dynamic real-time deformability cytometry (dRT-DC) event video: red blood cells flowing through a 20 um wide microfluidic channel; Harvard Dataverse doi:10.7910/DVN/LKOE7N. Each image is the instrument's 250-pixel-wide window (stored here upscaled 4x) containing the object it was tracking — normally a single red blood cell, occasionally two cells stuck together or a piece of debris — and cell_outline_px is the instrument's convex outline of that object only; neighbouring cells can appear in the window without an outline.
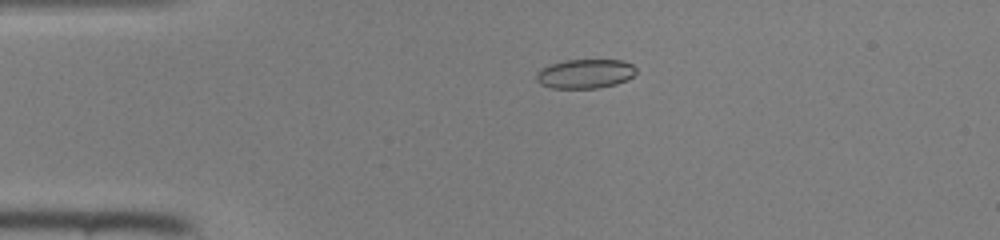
{"species": "common noctule bat (a hibernating species)", "species_latin": "Nyctalus noctula", "temperature_condition": "room temperature", "stored_images_in_passage": 47, "camera_frame_rate_fps": 3000, "um_per_image_px": 0.085, "animal": {"sex": "female", "body_mass_g": 22.0, "forearm_length_mm": 56.7}, "frame": {"image": 1, "passage_image": 11, "time_ms": 3.333, "image_size_px": [1000, 240], "cell_outline_px": [[636, 72], [628, 80], [616, 84], [596, 88], [552, 88], [540, 84], [536, 80], [536, 72], [540, 68], [548, 64], [564, 60], [624, 60], [632, 64], [636, 68]], "centroid_in_image_um": [49.71, 6.26], "position_along_channel_um": 35.3, "area_um2": 17.22}}
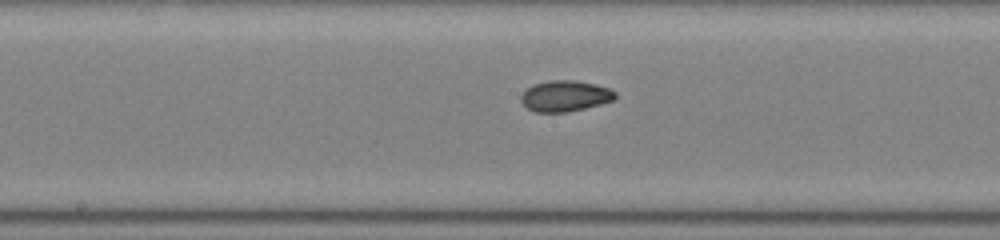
{"frame": {"image": 2, "passage_image": 25, "time_ms": 8.0, "image_size_px": [1000, 240], "cell_outline_px": [[616, 96], [612, 100], [600, 104], [584, 108], [564, 112], [536, 112], [528, 108], [520, 100], [520, 96], [532, 84], [548, 80], [576, 80], [596, 84], [608, 88], [616, 92]], "centroid_in_image_um": [48.02, 8.14], "position_along_channel_um": 200.2, "area_um2": 16.88}}
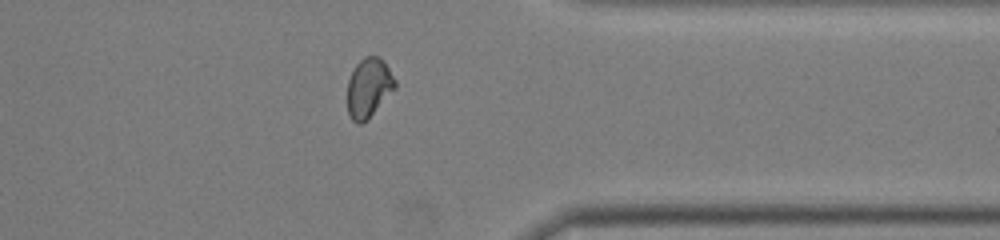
{"frame": {"image": 3, "passage_image": 38, "time_ms": 12.333, "image_size_px": [1000, 240], "cell_outline_px": [[396, 88], [360, 124], [356, 124], [352, 120], [348, 112], [348, 80], [356, 64], [364, 56], [380, 56], [384, 60], [396, 80]], "centroid_in_image_um": [31.35, 7.4], "position_along_channel_um": 380.1, "area_um2": 16.18}}